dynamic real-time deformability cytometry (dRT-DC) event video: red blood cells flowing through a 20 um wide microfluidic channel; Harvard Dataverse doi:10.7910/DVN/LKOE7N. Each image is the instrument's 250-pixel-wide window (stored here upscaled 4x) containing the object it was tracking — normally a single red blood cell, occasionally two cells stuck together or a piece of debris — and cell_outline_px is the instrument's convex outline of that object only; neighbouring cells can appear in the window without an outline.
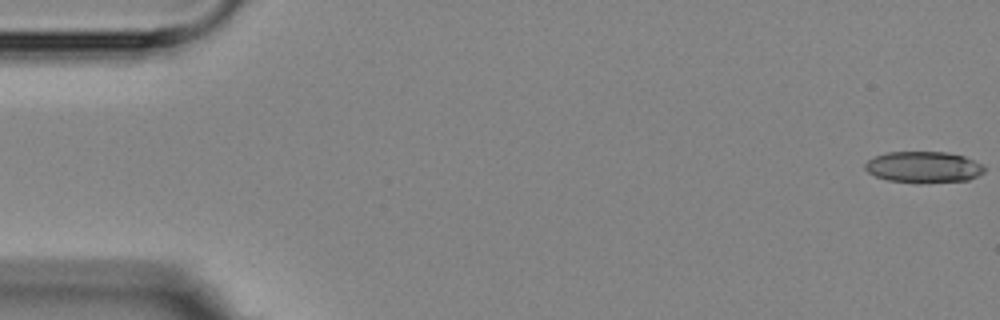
{"species": "Egyptian fruit bat (a non-hibernating species)", "species_latin": "Rousettus aegyptiacus", "temperature_condition": "room temperature", "stored_images_in_passage": 5, "camera_frame_rate_fps": 3000, "um_per_image_px": 0.085, "animal": {"sex": "female"}, "frame": {"image": 1, "passage_image": 1, "time_ms": 0.0, "image_size_px": [1000, 320], "cell_outline_px": [[984, 172], [968, 180], [920, 184], [916, 184], [888, 180], [876, 176], [868, 172], [864, 168], [864, 164], [868, 160], [884, 152], [948, 152], [964, 156], [980, 164], [984, 168]], "centroid_in_image_um": [78.47, 14.22], "position_along_channel_um": 6.5, "area_um2": 21.91}}